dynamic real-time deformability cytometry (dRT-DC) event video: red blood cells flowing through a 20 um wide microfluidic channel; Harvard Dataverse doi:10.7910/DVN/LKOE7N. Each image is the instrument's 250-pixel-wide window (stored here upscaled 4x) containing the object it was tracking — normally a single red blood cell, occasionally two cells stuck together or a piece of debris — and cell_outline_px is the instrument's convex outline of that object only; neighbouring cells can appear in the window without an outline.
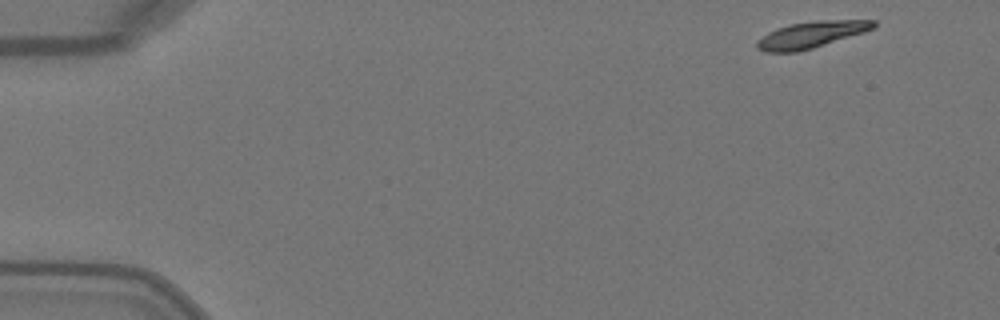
{"species": "Egyptian fruit bat (a non-hibernating species)", "species_latin": "Rousettus aegyptiacus", "temperature_condition": "warm", "stored_images_in_passage": 13, "camera_frame_rate_fps": 3000, "um_per_image_px": 0.085, "animal": {"sex": "female"}, "frame": {"image": 1, "passage_image": 1, "time_ms": 0.0, "image_size_px": [1000, 320], "cell_outline_px": [[876, 28], [864, 32], [812, 48], [796, 52], [764, 52], [756, 48], [756, 40], [768, 32], [776, 28], [792, 24], [816, 20], [876, 20]], "centroid_in_image_um": [68.93, 2.94], "position_along_channel_um": 16.1, "area_um2": 17.98}}